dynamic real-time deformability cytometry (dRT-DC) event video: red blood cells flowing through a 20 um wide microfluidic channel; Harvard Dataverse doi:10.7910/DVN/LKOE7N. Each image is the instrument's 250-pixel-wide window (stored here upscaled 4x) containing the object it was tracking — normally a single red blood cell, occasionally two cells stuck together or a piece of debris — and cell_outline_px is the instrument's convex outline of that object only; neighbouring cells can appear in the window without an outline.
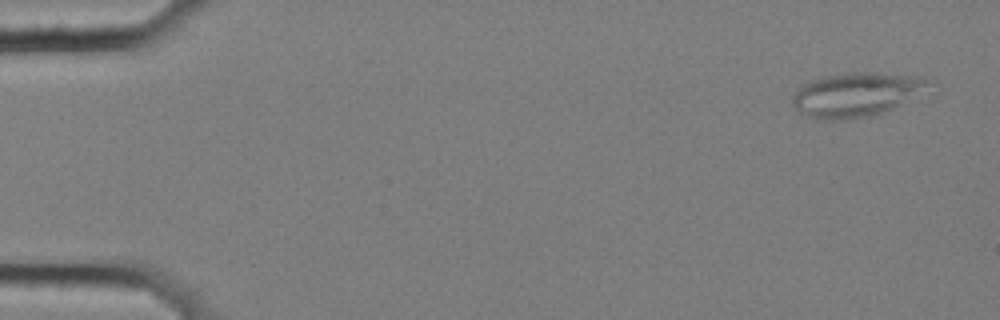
{"species": "common noctule bat (a hibernating species)", "species_latin": "Nyctalus noctula", "temperature_condition": "cold", "stored_images_in_passage": 4, "camera_frame_rate_fps": 3000, "um_per_image_px": 0.085, "animal": {"sex": "female", "body_mass_g": 25.1}, "frame": {"image": 1, "passage_image": 1, "time_ms": 0.0, "image_size_px": [1000, 320], "cell_outline_px": [[924, 84], [900, 104], [892, 108], [872, 116], [844, 120], [832, 120], [808, 116], [800, 112], [792, 104], [792, 96], [800, 84], [824, 76], [852, 72], [880, 72], [920, 76], [924, 80]], "centroid_in_image_um": [72.59, 8.03], "position_along_channel_um": 12.4, "area_um2": 33.93}}